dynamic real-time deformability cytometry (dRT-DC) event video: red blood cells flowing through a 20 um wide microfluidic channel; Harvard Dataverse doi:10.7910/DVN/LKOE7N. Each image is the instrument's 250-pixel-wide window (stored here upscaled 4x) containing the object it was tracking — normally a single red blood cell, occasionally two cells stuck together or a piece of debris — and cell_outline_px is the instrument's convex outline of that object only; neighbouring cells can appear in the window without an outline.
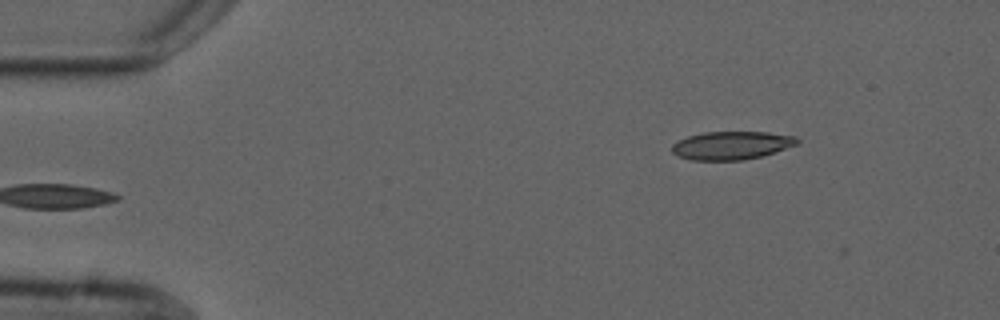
{"species": "common noctule bat (a hibernating species)", "species_latin": "Nyctalus noctula", "temperature_condition": "cold", "stored_images_in_passage": 3, "camera_frame_rate_fps": 3000, "um_per_image_px": 0.085, "animal": {"sex": "male", "forearm_length_mm": 52.5}, "frame": {"image": 1, "passage_image": 1, "time_ms": 0.0, "image_size_px": [1000, 320], "cell_outline_px": [[800, 140], [796, 144], [760, 156], [744, 160], [692, 160], [676, 156], [672, 152], [672, 144], [688, 136], [704, 132], [768, 132], [796, 136]], "centroid_in_image_um": [62.14, 12.35], "position_along_channel_um": 22.9, "area_um2": 20.4}}